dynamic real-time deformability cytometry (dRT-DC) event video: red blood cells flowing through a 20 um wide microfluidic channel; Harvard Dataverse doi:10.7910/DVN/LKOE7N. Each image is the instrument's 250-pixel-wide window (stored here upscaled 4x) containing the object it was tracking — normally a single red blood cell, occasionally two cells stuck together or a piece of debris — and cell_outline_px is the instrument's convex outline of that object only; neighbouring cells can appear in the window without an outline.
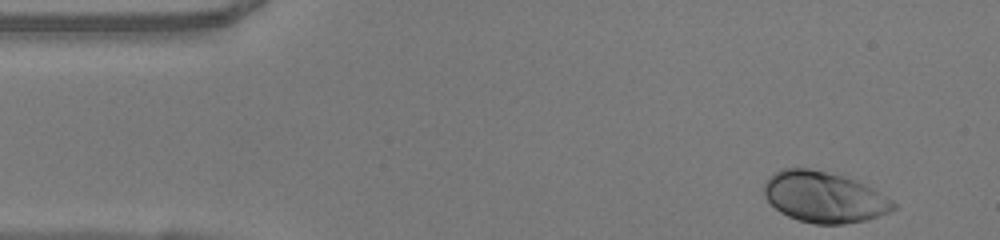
{"species": "human", "species_latin": "Homo sapiens", "temperature_condition": "warm", "stored_images_in_passage": 36, "camera_frame_rate_fps": 3000, "um_per_image_px": 0.085, "donor": {"sex": "female"}, "frame": {"image": 1, "passage_image": 1, "time_ms": 0.0, "image_size_px": [1000, 240], "cell_outline_px": [[896, 208], [888, 212], [864, 220], [844, 224], [816, 224], [800, 220], [788, 216], [780, 212], [764, 196], [764, 184], [780, 168], [808, 168], [856, 180], [872, 188], [892, 200], [896, 204]], "centroid_in_image_um": [70.04, 16.76], "position_along_channel_um": 15.0, "area_um2": 37.69}}
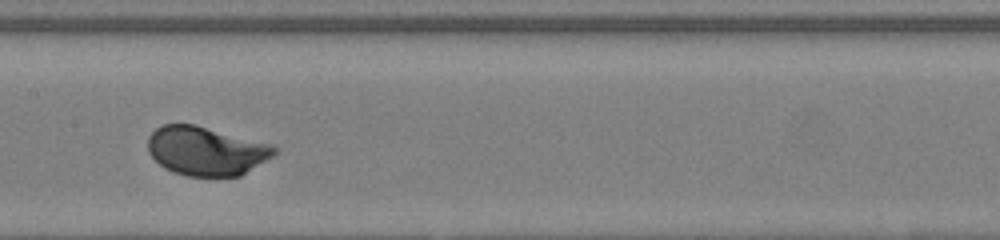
{"frame": {"image": 2, "passage_image": 21, "time_ms": 6.667, "image_size_px": [1000, 240], "cell_outline_px": [[280, 148], [272, 156], [240, 176], [188, 176], [172, 172], [164, 168], [148, 152], [148, 136], [156, 128], [164, 124], [196, 124], [272, 144]], "centroid_in_image_um": [17.52, 12.82], "position_along_channel_um": 189.9, "area_um2": 36.13}}
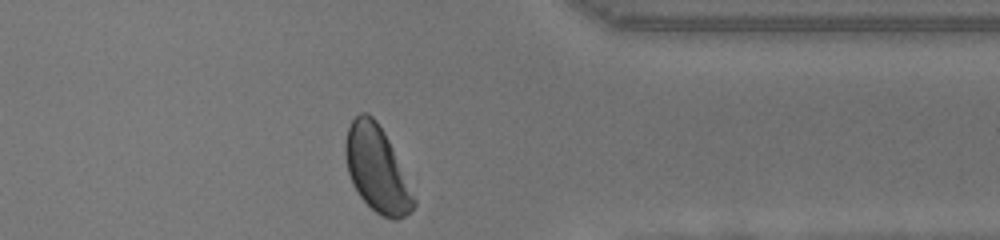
{"frame": {"image": 3, "passage_image": 36, "time_ms": 11.667, "image_size_px": [1000, 240], "cell_outline_px": [[416, 204], [404, 216], [396, 220], [392, 220], [380, 216], [360, 196], [352, 184], [348, 172], [344, 152], [344, 144], [348, 128], [352, 120], [360, 112], [368, 112], [376, 120], [384, 132], [392, 148], [416, 200]], "centroid_in_image_um": [32.0, 14.36], "position_along_channel_um": 379.4, "area_um2": 33.7}, "authors_computed_cell_mechanics": {"area_um2": 36.0094, "velocity_mm_per_s": 4.0323, "shape_relaxation_time_tau1_ms": 1.7878, "shape_relaxation_time_tau2_ms": null, "deformation_change_tau1": 0.1302, "deformation_change_tau2": null}}